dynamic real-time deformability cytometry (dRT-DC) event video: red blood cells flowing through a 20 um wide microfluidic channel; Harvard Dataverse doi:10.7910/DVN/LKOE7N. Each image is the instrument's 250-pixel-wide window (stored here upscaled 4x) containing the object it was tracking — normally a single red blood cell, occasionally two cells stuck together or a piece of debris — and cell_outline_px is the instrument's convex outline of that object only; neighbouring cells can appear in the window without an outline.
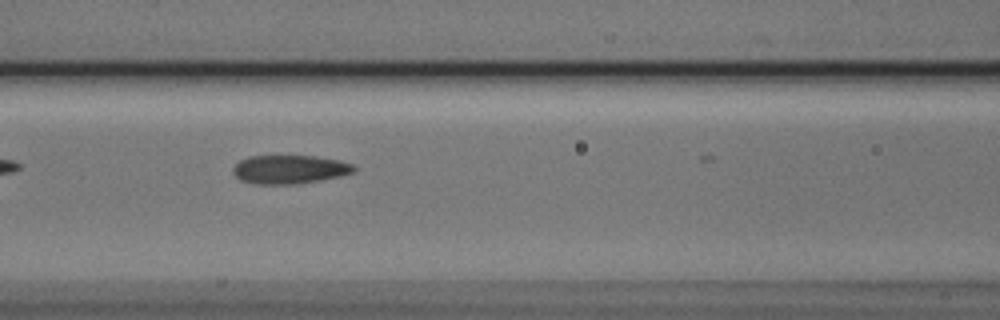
{"species": "Egyptian fruit bat (a non-hibernating species)", "species_latin": "Rousettus aegyptiacus", "temperature_condition": "cold", "stored_images_in_passage": 7, "camera_frame_rate_fps": 3000, "um_per_image_px": 0.085, "animal": {"sex": "male"}, "frame": {"image": 1, "passage_image": 5, "time_ms": 1.333, "image_size_px": [1000, 320], "cell_outline_px": [[356, 172], [340, 176], [320, 180], [292, 184], [256, 184], [240, 180], [236, 176], [232, 168], [240, 160], [252, 156], [312, 156], [336, 160], [352, 164], [356, 168]], "centroid_in_image_um": [24.61, 14.4], "position_along_channel_um": 142.0, "area_um2": 19.94}}